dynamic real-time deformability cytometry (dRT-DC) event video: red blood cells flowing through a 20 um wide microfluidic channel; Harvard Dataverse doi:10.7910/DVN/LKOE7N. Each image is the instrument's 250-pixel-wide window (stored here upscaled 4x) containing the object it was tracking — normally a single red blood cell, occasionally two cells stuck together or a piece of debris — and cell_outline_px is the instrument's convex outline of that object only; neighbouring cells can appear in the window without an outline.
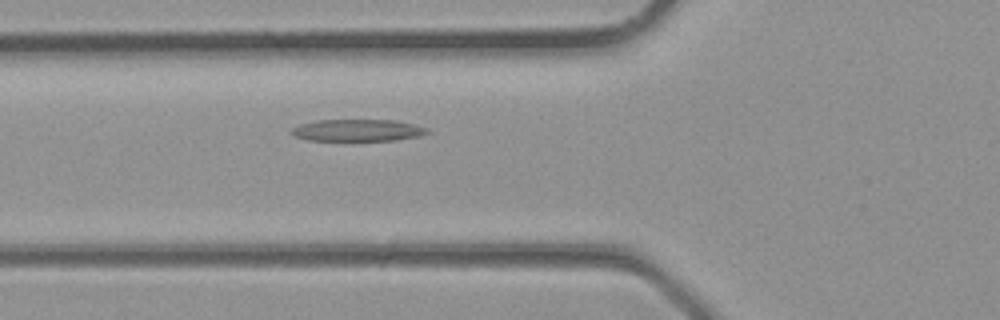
{"species": "common noctule bat (a hibernating species)", "species_latin": "Nyctalus noctula", "temperature_condition": "room temperature", "stored_images_in_passage": 23, "camera_frame_rate_fps": 3000, "um_per_image_px": 0.085, "animal": {"sex": "male", "body_mass_g": 23.1, "forearm_length_mm": 52.7}, "frame": {"image": 1, "passage_image": 3, "time_ms": 0.667, "image_size_px": [1000, 320], "cell_outline_px": [[432, 132], [416, 136], [396, 140], [308, 140], [296, 136], [288, 132], [292, 128], [300, 124], [316, 120], [392, 120], [412, 124], [428, 128]], "centroid_in_image_um": [30.37, 11.07], "position_along_channel_um": 95.4, "area_um2": 17.17}}
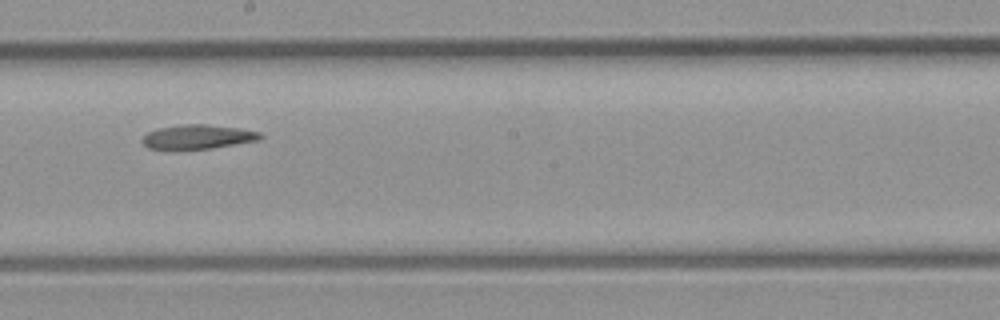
{"frame": {"image": 2, "passage_image": 10, "time_ms": 3.0, "image_size_px": [1000, 320], "cell_outline_px": [[264, 136], [260, 140], [212, 148], [148, 148], [140, 140], [148, 132], [160, 128], [184, 124], [204, 124], [240, 128], [260, 132]], "centroid_in_image_um": [16.87, 11.61], "position_along_channel_um": 231.3, "area_um2": 16.36}}
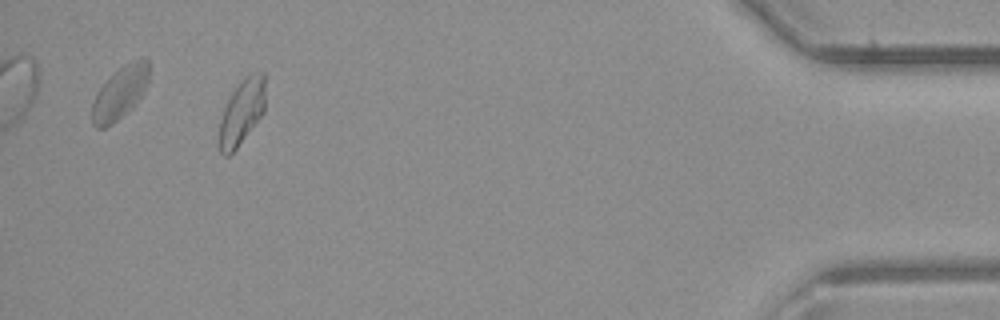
{"frame": {"image": 3, "passage_image": 23, "time_ms": 7.333, "image_size_px": [1000, 320], "cell_outline_px": [[264, 112], [236, 148], [228, 156], [224, 156], [220, 152], [220, 120], [224, 108], [232, 92], [252, 72], [264, 72]], "centroid_in_image_um": [20.55, 9.53], "position_along_channel_um": 414.6, "area_um2": 16.88}}